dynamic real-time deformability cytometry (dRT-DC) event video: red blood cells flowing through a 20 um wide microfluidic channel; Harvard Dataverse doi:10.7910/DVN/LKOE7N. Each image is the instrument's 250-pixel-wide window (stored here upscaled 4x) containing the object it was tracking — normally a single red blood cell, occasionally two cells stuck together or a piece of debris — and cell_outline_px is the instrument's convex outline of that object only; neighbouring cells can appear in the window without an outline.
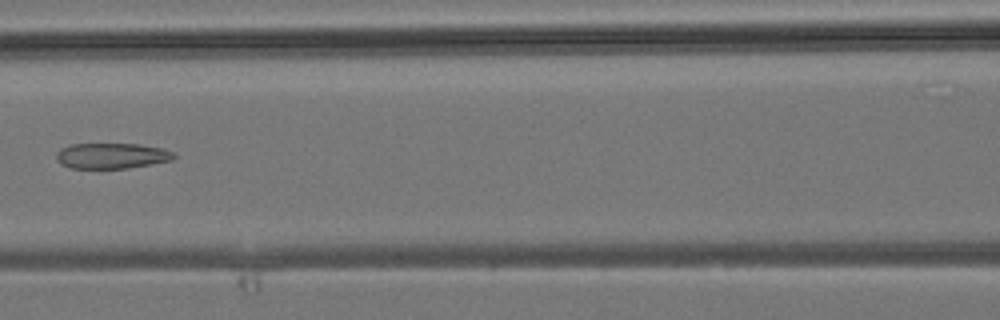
{"species": "common noctule bat (a hibernating species)", "species_latin": "Nyctalus noctula", "temperature_condition": "room temperature", "stored_images_in_passage": 29, "camera_frame_rate_fps": 3000, "um_per_image_px": 0.085, "animal": {"sex": "male", "body_mass_g": 19.2, "forearm_length_mm": 51.8}, "frame": {"image": 1, "passage_image": 6, "time_ms": 1.667, "image_size_px": [1000, 320], "cell_outline_px": [[176, 156], [172, 160], [152, 164], [128, 168], [72, 168], [60, 164], [56, 160], [56, 152], [60, 148], [72, 144], [140, 144], [164, 148], [176, 152]], "centroid_in_image_um": [9.52, 13.24], "position_along_channel_um": 157.1, "area_um2": 17.74}}
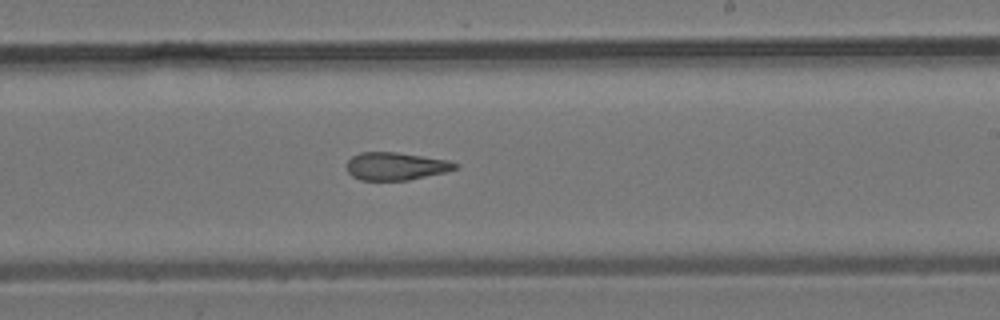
{"frame": {"image": 2, "passage_image": 12, "time_ms": 3.667, "image_size_px": [1000, 320], "cell_outline_px": [[460, 168], [444, 172], [408, 180], [360, 180], [352, 176], [348, 172], [348, 160], [352, 156], [360, 152], [396, 152], [448, 160], [460, 164]], "centroid_in_image_um": [33.67, 14.12], "position_along_channel_um": 255.3, "area_um2": 17.51}}
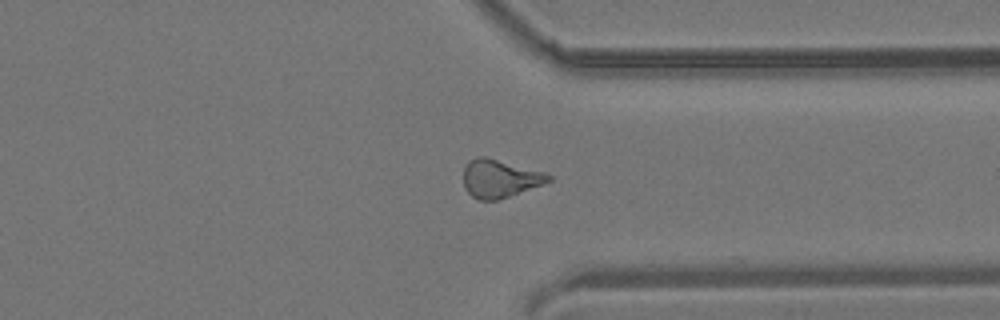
{"frame": {"image": 3, "passage_image": 19, "time_ms": 6.0, "image_size_px": [1000, 320], "cell_outline_px": [[552, 180], [508, 196], [496, 200], [476, 200], [464, 188], [464, 168], [468, 160], [476, 156], [484, 156], [544, 172], [552, 176]], "centroid_in_image_um": [42.43, 15.16], "position_along_channel_um": 369.0, "area_um2": 18.61}}